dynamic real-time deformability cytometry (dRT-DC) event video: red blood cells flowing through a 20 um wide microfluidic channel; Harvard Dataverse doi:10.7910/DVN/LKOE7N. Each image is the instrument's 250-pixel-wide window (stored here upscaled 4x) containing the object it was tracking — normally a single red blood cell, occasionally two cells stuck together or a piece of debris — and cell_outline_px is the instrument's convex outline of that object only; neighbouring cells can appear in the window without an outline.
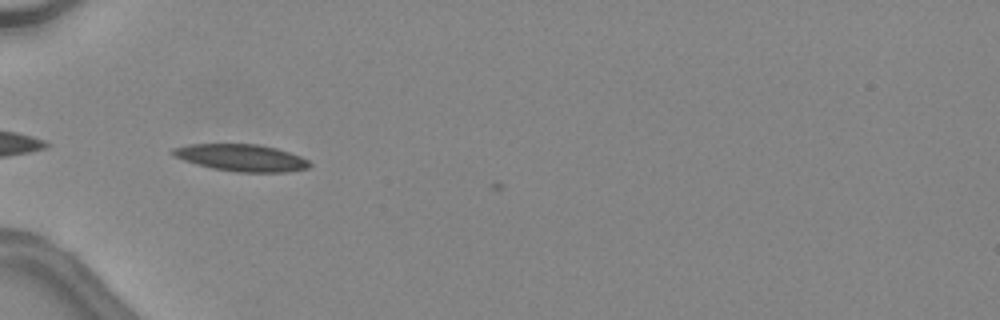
{"species": "common noctule bat (a hibernating species)", "species_latin": "Nyctalus noctula", "temperature_condition": "warm", "stored_images_in_passage": 5, "camera_frame_rate_fps": 3000, "um_per_image_px": 0.085, "animal": {"sex": "female", "body_mass_g": 24.6, "forearm_length_mm": 56.2}, "frame": {"image": 1, "passage_image": 4, "time_ms": 1.0, "image_size_px": [1000, 320], "cell_outline_px": [[312, 164], [308, 168], [284, 172], [236, 172], [212, 168], [196, 164], [172, 156], [168, 152], [172, 148], [192, 144], [256, 144], [276, 148], [300, 156], [308, 160]], "centroid_in_image_um": [20.47, 13.41], "position_along_channel_um": 64.5, "area_um2": 21.5}}